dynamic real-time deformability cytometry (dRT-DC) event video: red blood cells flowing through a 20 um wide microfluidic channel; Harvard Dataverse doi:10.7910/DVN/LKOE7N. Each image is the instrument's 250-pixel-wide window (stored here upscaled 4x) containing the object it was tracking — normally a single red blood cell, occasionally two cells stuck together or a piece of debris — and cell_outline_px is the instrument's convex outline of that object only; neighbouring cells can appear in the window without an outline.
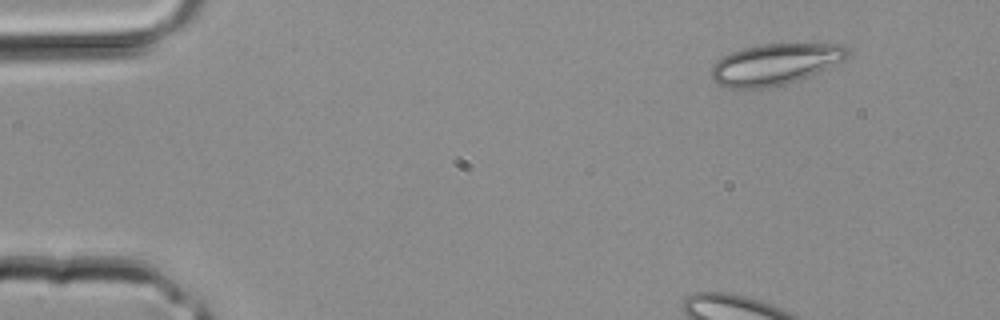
{"species": "common noctule bat (a hibernating species)", "species_latin": "Nyctalus noctula", "temperature_condition": "room temperature", "stored_images_in_passage": 4, "camera_frame_rate_fps": 3000, "um_per_image_px": 0.085, "animal": {"sex": "male", "body_mass_g": 20.4}, "frame": {"image": 1, "passage_image": 4, "time_ms": 1.0, "image_size_px": [1000, 320], "cell_outline_px": [[848, 56], [844, 60], [808, 76], [784, 84], [768, 88], [724, 88], [716, 84], [712, 80], [708, 72], [712, 64], [720, 56], [744, 48], [760, 44], [844, 44], [848, 48]], "centroid_in_image_um": [65.79, 5.47], "position_along_channel_um": 19.2, "area_um2": 32.89}}